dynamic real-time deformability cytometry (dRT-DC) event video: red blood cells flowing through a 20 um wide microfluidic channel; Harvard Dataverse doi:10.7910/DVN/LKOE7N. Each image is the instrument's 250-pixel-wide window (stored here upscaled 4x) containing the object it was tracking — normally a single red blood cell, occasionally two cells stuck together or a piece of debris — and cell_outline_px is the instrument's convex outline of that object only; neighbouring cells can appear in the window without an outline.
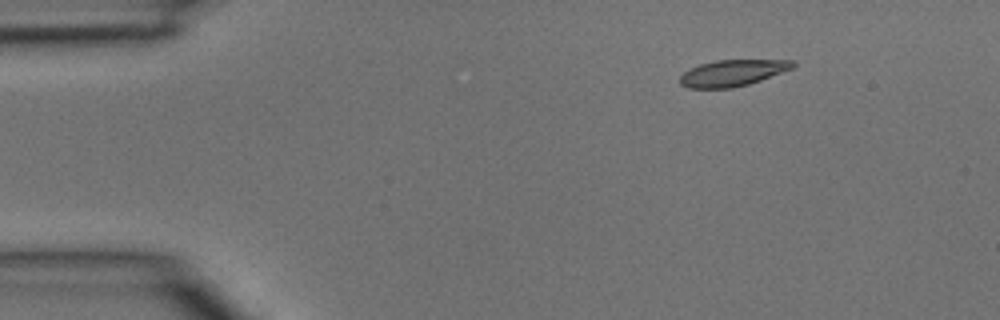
{"species": "common noctule bat (a hibernating species)", "species_latin": "Nyctalus noctula", "temperature_condition": "room temperature", "stored_images_in_passage": 4, "segment_of_instrument_passage": [1, 2], "camera_frame_rate_fps": 3000, "um_per_image_px": 0.085, "animal": {"sex": "male", "body_mass_g": 15.6}, "frame": {"image": 1, "passage_image": 1, "time_ms": 0.0, "image_size_px": [1000, 320], "cell_outline_px": [[796, 64], [792, 68], [760, 80], [748, 84], [732, 88], [688, 88], [680, 84], [680, 76], [684, 72], [700, 64], [716, 60], [792, 60]], "centroid_in_image_um": [62.24, 6.2], "position_along_channel_um": 22.8, "area_um2": 17.11}}
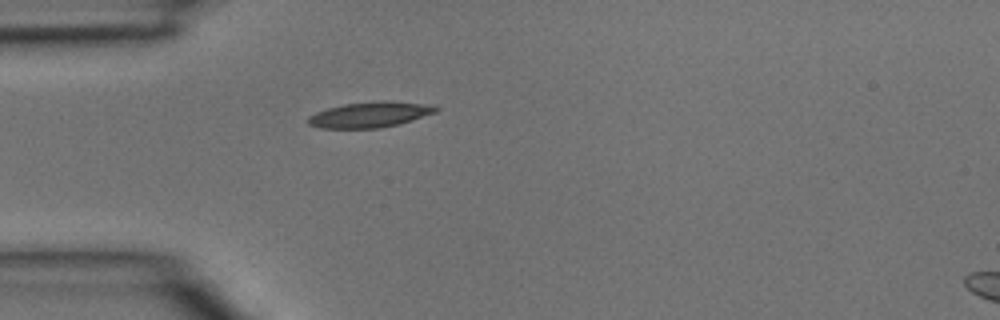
{"frame": {"image": 2, "passage_image": 3, "time_ms": 0.667, "image_size_px": [1000, 320], "cell_outline_px": [[440, 108], [436, 112], [412, 120], [380, 128], [320, 128], [308, 124], [308, 116], [316, 112], [328, 108], [344, 104], [384, 100], [424, 104]], "centroid_in_image_um": [31.41, 9.74], "position_along_channel_um": 53.6, "area_um2": 18.79}}